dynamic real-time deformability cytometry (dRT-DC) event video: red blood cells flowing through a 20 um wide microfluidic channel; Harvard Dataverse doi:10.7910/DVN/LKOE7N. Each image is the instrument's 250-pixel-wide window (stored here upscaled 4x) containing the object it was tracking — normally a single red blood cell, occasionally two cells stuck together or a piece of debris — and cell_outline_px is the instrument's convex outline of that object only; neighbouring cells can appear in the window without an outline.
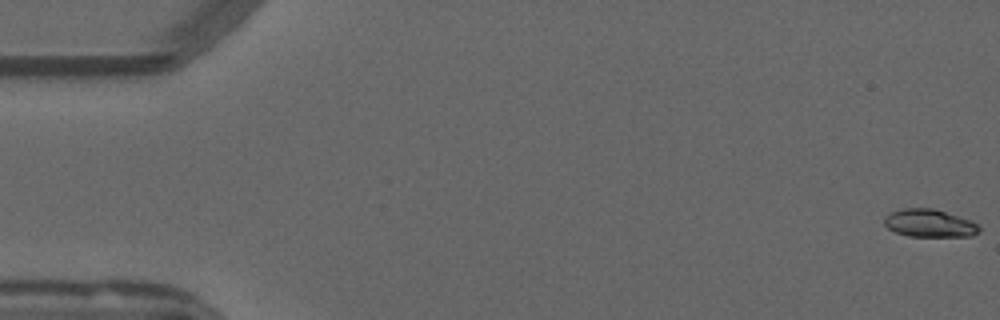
{"species": "common noctule bat (a hibernating species)", "species_latin": "Nyctalus noctula", "temperature_condition": "warm", "stored_images_in_passage": 47, "camera_frame_rate_fps": 3000, "um_per_image_px": 0.085, "animal": {"sex": "male", "forearm_length_mm": 52.5}, "frame": {"image": 1, "passage_image": 1, "time_ms": 0.0, "image_size_px": [1000, 320], "cell_outline_px": [[980, 232], [972, 236], [908, 236], [896, 232], [888, 228], [884, 224], [884, 216], [892, 212], [904, 208], [932, 208], [972, 220], [980, 224]], "centroid_in_image_um": [79.04, 18.97], "position_along_channel_um": 6.0, "area_um2": 15.43}}
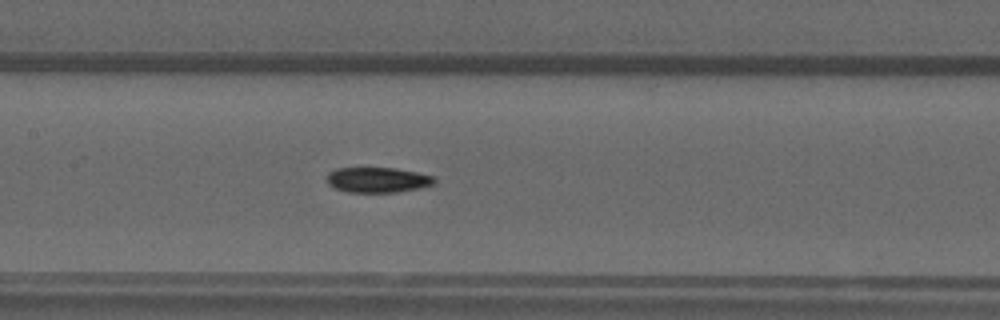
{"frame": {"image": 2, "passage_image": 26, "time_ms": 8.333, "image_size_px": [1000, 320], "cell_outline_px": [[436, 184], [396, 192], [348, 192], [336, 188], [328, 184], [328, 172], [336, 168], [396, 168], [436, 176]], "centroid_in_image_um": [32.13, 15.28], "position_along_channel_um": 175.3, "area_um2": 15.78}}
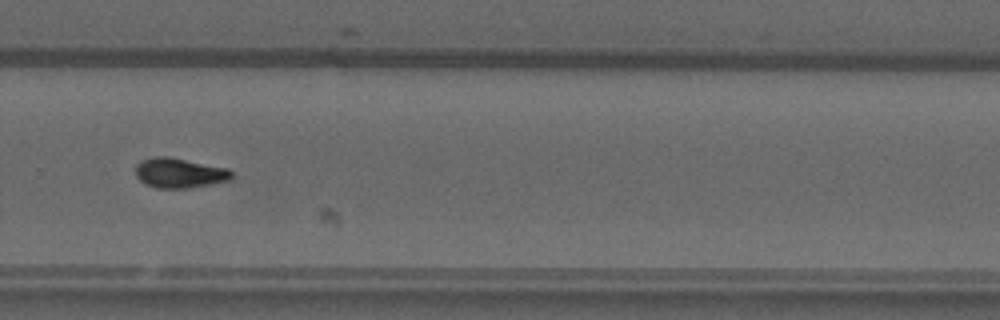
{"frame": {"image": 3, "passage_image": 37, "time_ms": 12.0, "image_size_px": [1000, 320], "cell_outline_px": [[232, 180], [188, 188], [156, 188], [144, 184], [136, 176], [136, 164], [140, 160], [152, 156], [168, 156], [228, 168], [232, 172]], "centroid_in_image_um": [15.23, 14.69], "position_along_channel_um": 314.6, "area_um2": 16.94}}